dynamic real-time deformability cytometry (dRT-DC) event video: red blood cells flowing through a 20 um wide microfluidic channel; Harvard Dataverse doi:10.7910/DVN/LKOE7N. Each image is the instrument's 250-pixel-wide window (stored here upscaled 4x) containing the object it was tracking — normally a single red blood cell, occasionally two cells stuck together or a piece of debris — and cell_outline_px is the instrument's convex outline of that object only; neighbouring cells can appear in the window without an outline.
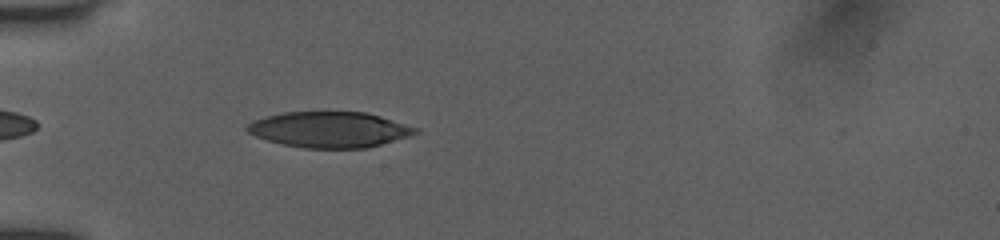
{"species": "human", "species_latin": "Homo sapiens", "temperature_condition": "room temperature", "stored_images_in_passage": 24, "camera_frame_rate_fps": 3000, "um_per_image_px": 0.085, "donor": {"sex": "female"}, "frame": {"image": 1, "passage_image": 5, "time_ms": 1.0, "image_size_px": [1000, 240], "cell_outline_px": [[420, 132], [408, 136], [368, 148], [304, 148], [284, 144], [268, 140], [256, 136], [248, 132], [244, 128], [252, 120], [264, 116], [280, 112], [364, 112], [380, 116], [420, 128]], "centroid_in_image_um": [28.0, 11.01], "position_along_channel_um": 57.0, "area_um2": 35.08}}
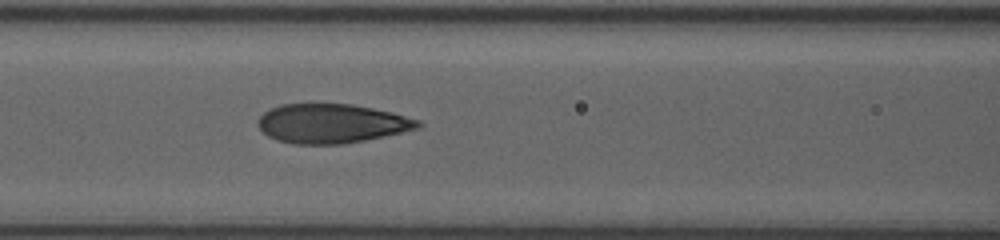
{"frame": {"image": 2, "passage_image": 18, "time_ms": 3.333, "image_size_px": [1000, 240], "cell_outline_px": [[424, 124], [420, 128], [384, 136], [364, 140], [340, 144], [292, 144], [276, 140], [268, 136], [256, 124], [256, 120], [264, 112], [280, 104], [352, 104], [392, 112], [420, 120]], "centroid_in_image_um": [28.18, 10.5], "position_along_channel_um": 138.4, "area_um2": 36.65}}
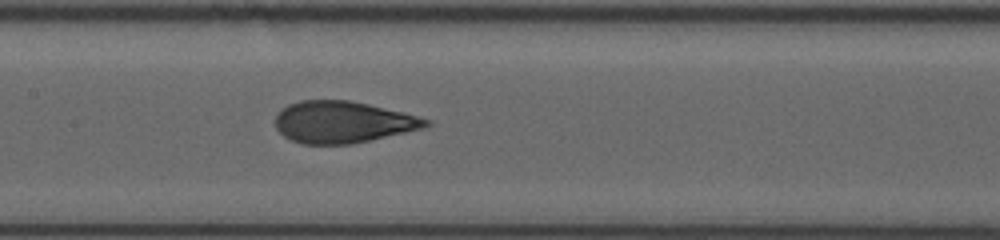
{"frame": {"image": 3, "passage_image": 23, "time_ms": 4.333, "image_size_px": [1000, 240], "cell_outline_px": [[432, 124], [424, 128], [352, 144], [304, 144], [292, 140], [284, 136], [276, 128], [276, 116], [280, 108], [288, 104], [300, 100], [348, 100], [368, 104], [404, 112], [432, 120]], "centroid_in_image_um": [29.14, 10.37], "position_along_channel_um": 178.3, "area_um2": 36.7}}